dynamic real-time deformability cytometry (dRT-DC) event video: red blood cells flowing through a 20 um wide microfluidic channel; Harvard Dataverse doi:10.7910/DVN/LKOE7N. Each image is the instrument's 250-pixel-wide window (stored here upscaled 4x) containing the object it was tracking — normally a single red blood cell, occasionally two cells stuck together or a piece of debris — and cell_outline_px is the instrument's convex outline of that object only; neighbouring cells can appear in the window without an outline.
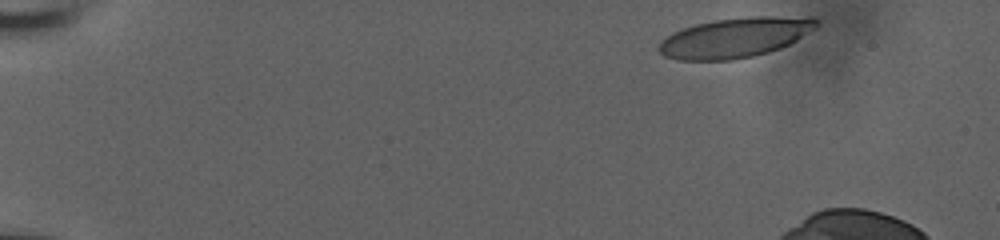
{"species": "human", "species_latin": "Homo sapiens", "temperature_condition": "room temperature", "stored_images_in_passage": 8, "camera_frame_rate_fps": 3000, "um_per_image_px": 0.085, "donor": {"sex": "male"}, "frame": {"image": 1, "passage_image": 1, "time_ms": 0.0, "image_size_px": [1000, 240], "cell_outline_px": [[816, 28], [796, 40], [780, 48], [768, 52], [752, 56], [732, 60], [680, 60], [664, 56], [656, 48], [660, 40], [672, 32], [696, 24], [712, 20], [748, 16], [812, 16], [816, 20]], "centroid_in_image_um": [62.46, 3.18], "position_along_channel_um": 22.5, "area_um2": 36.82}}
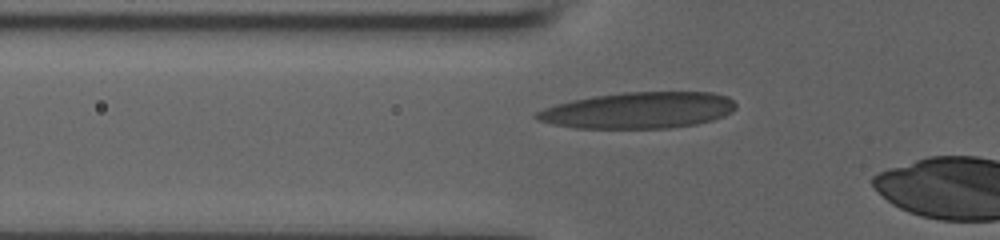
{"frame": {"image": 2, "passage_image": 7, "time_ms": 2.0, "image_size_px": [1000, 240], "cell_outline_px": [[736, 108], [732, 112], [724, 116], [712, 120], [696, 124], [668, 128], [576, 128], [552, 124], [540, 120], [532, 116], [536, 112], [544, 108], [556, 104], [592, 96], [624, 92], [712, 92], [728, 96], [736, 104]], "centroid_in_image_um": [54.29, 9.37], "position_along_channel_um": 71.5, "area_um2": 42.19}}